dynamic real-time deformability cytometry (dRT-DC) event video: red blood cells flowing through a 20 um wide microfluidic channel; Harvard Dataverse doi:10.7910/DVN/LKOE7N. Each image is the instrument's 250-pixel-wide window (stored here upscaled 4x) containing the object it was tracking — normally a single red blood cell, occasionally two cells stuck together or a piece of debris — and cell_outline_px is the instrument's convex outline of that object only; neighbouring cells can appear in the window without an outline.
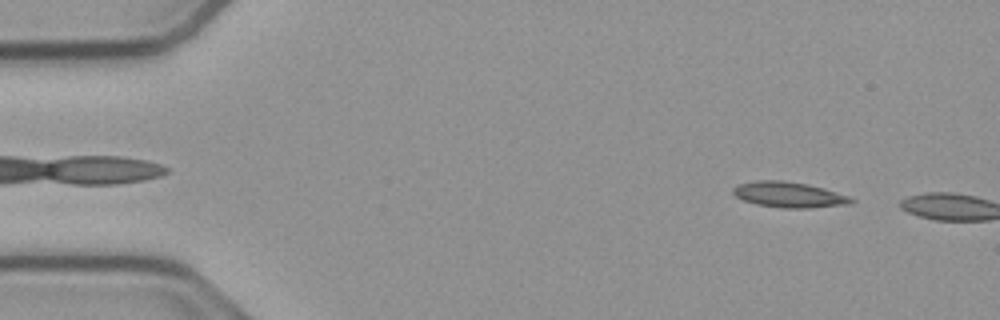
{"species": "common noctule bat (a hibernating species)", "species_latin": "Nyctalus noctula", "temperature_condition": "cold", "stored_images_in_passage": 7, "camera_frame_rate_fps": 3000, "um_per_image_px": 0.085, "animal": {"sex": "male", "body_mass_g": 23.1, "forearm_length_mm": 52.7}, "frame": {"image": 1, "passage_image": 5, "time_ms": 1.333, "image_size_px": [1000, 320], "cell_outline_px": [[856, 200], [852, 204], [808, 208], [784, 208], [756, 204], [744, 200], [736, 196], [732, 192], [732, 188], [740, 184], [756, 180], [784, 180], [808, 184], [824, 188], [848, 196]], "centroid_in_image_um": [67.08, 16.54], "position_along_channel_um": 17.9, "area_um2": 17.63}}